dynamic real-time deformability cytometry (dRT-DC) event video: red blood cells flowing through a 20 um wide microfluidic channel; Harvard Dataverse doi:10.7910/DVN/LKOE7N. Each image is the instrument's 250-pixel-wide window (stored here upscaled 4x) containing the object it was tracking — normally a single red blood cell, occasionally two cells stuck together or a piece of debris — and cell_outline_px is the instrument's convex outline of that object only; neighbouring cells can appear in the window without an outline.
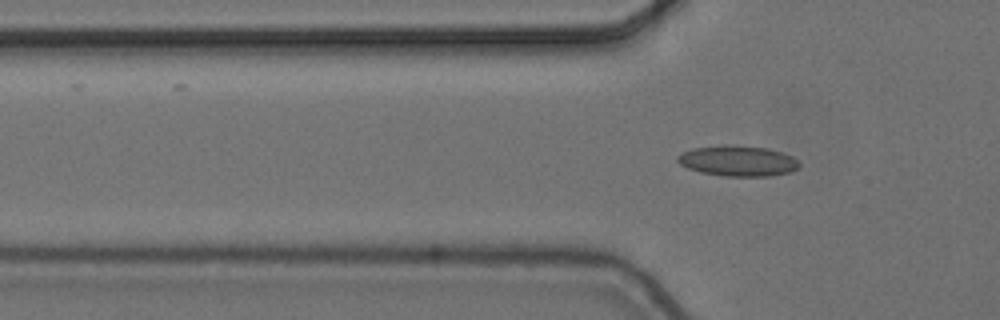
{"species": "common noctule bat (a hibernating species)", "species_latin": "Nyctalus noctula", "temperature_condition": "cold", "stored_images_in_passage": 4, "camera_frame_rate_fps": 3000, "um_per_image_px": 0.085, "animal": {"sex": "female", "body_mass_g": 24.6, "forearm_length_mm": 56.2}, "frame": {"image": 1, "passage_image": 4, "time_ms": 1.0, "image_size_px": [1000, 320], "cell_outline_px": [[800, 168], [788, 172], [768, 176], [724, 176], [700, 172], [688, 168], [680, 164], [676, 160], [676, 156], [692, 148], [724, 144], [768, 148], [792, 156], [800, 164]], "centroid_in_image_um": [62.69, 13.67], "position_along_channel_um": 63.1, "area_um2": 21.68}}